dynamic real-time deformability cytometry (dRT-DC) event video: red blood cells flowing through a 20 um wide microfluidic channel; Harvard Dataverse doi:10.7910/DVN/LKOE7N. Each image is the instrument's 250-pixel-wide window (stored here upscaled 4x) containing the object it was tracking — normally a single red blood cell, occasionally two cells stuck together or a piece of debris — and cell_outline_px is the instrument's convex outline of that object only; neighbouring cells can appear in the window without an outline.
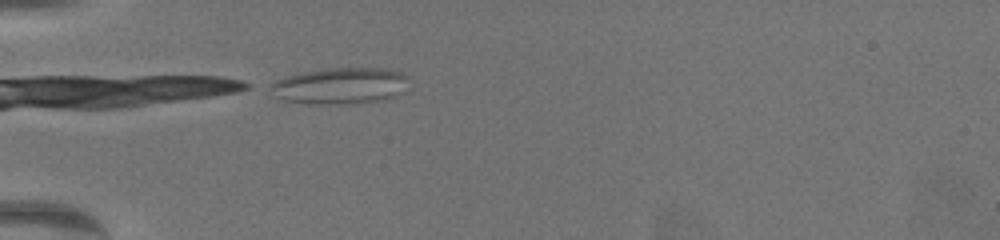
{"species": "common noctule bat (a hibernating species)", "species_latin": "Nyctalus noctula", "temperature_condition": "warm", "stored_images_in_passage": 3, "camera_frame_rate_fps": 3000, "um_per_image_px": 0.085, "animal": {"sex": "female", "body_mass_g": 19.5, "forearm_length_mm": 54.1}, "frame": {"image": 1, "passage_image": 1, "time_ms": 0.0, "image_size_px": [1000, 240], "cell_outline_px": [[408, 92], [384, 100], [348, 104], [308, 104], [284, 100], [276, 96], [272, 88], [272, 84], [276, 80], [288, 76], [304, 72], [328, 68], [380, 68], [400, 72], [408, 76]], "centroid_in_image_um": [29.03, 7.31], "position_along_channel_um": 56.0, "area_um2": 29.48}}